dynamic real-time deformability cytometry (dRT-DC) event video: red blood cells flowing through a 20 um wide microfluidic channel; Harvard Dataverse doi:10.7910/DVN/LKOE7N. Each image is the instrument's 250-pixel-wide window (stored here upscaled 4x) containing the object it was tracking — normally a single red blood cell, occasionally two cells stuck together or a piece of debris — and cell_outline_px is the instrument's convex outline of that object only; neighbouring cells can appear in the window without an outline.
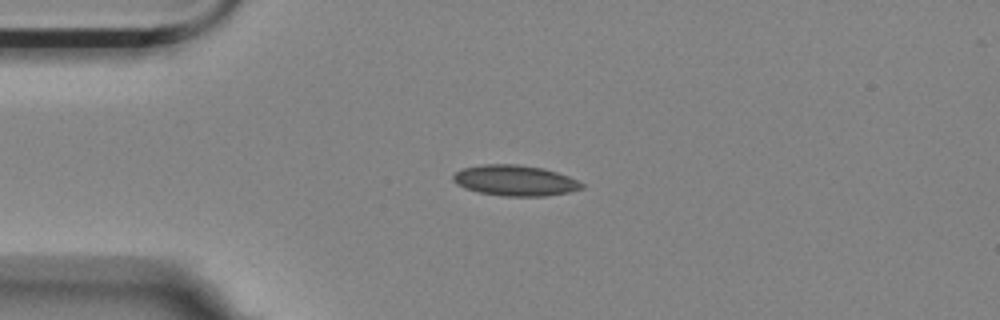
{"species": "Egyptian fruit bat (a non-hibernating species)", "species_latin": "Rousettus aegyptiacus", "temperature_condition": "room temperature", "stored_images_in_passage": 11, "camera_frame_rate_fps": 3000, "um_per_image_px": 0.085, "animal": {"sex": "female"}, "frame": {"image": 1, "passage_image": 3, "time_ms": 0.667, "image_size_px": [1000, 320], "cell_outline_px": [[584, 188], [568, 192], [544, 196], [504, 196], [480, 192], [464, 188], [456, 184], [452, 180], [452, 176], [456, 172], [464, 168], [484, 164], [516, 164], [544, 168], [568, 176], [584, 184]], "centroid_in_image_um": [43.77, 15.34], "position_along_channel_um": 41.2, "area_um2": 22.89}}
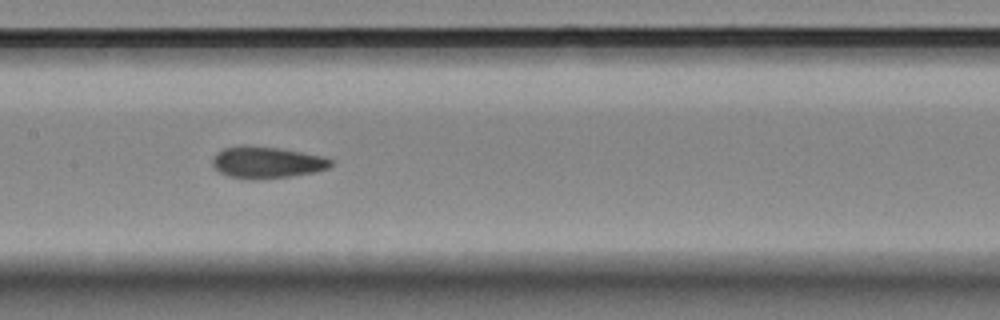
{"frame": {"image": 2, "passage_image": 7, "time_ms": 2.0, "image_size_px": [1000, 320], "cell_outline_px": [[332, 164], [328, 168], [312, 172], [292, 176], [248, 180], [228, 176], [220, 172], [212, 164], [212, 156], [216, 152], [224, 148], [244, 144], [276, 148], [324, 156], [332, 160]], "centroid_in_image_um": [22.62, 13.8], "position_along_channel_um": 184.8, "area_um2": 21.85}}
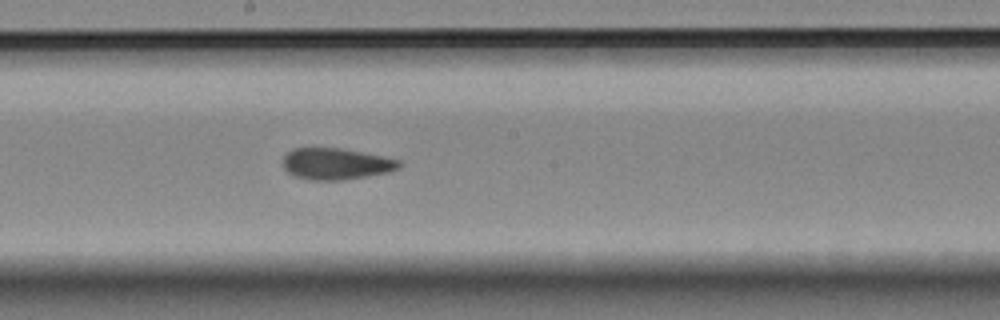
{"frame": {"image": 3, "passage_image": 8, "time_ms": 2.333, "image_size_px": [1000, 320], "cell_outline_px": [[400, 168], [388, 172], [368, 176], [344, 180], [312, 180], [296, 176], [288, 172], [284, 168], [284, 156], [292, 148], [340, 148], [400, 160]], "centroid_in_image_um": [28.56, 13.93], "position_along_channel_um": 219.6, "area_um2": 21.04}}